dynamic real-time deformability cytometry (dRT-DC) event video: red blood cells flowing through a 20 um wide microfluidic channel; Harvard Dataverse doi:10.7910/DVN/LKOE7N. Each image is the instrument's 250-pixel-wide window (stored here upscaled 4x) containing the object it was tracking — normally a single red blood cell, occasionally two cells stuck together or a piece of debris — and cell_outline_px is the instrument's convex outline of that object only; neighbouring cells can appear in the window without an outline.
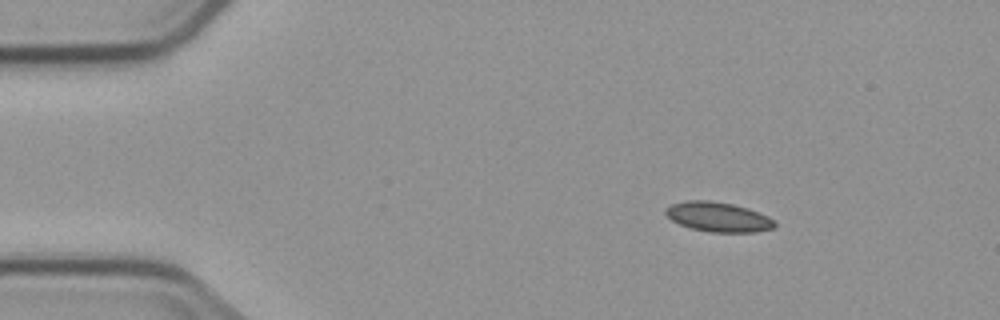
{"species": "common noctule bat (a hibernating species)", "species_latin": "Nyctalus noctula", "temperature_condition": "cold", "stored_images_in_passage": 9, "camera_frame_rate_fps": 3000, "um_per_image_px": 0.085, "animal": {"sex": "male", "body_mass_g": 23.1, "forearm_length_mm": 52.7}, "frame": {"image": 1, "passage_image": 1, "time_ms": 0.0, "image_size_px": [1000, 320], "cell_outline_px": [[776, 224], [772, 228], [756, 232], [712, 232], [692, 228], [680, 224], [672, 220], [664, 212], [672, 204], [688, 200], [708, 200], [732, 204], [748, 208], [768, 216], [776, 220]], "centroid_in_image_um": [61.08, 18.44], "position_along_channel_um": 23.9, "area_um2": 18.67}}
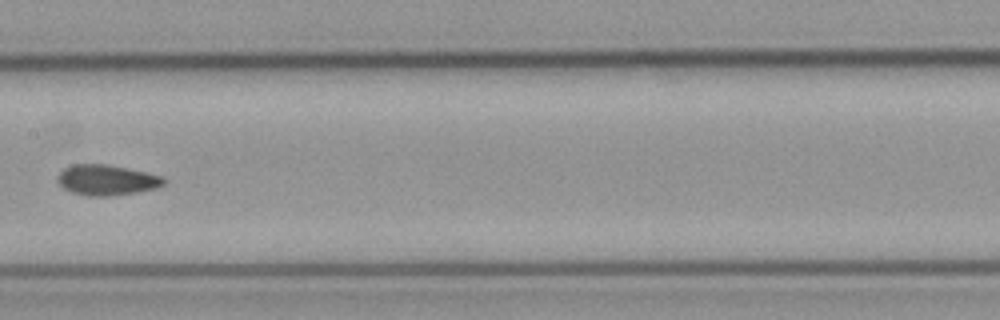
{"frame": {"image": 2, "passage_image": 6, "time_ms": 6.667, "image_size_px": [1000, 320], "cell_outline_px": [[164, 184], [156, 188], [136, 192], [108, 196], [88, 196], [72, 192], [64, 188], [56, 180], [56, 176], [64, 168], [72, 164], [108, 164], [148, 172], [164, 176]], "centroid_in_image_um": [9.06, 15.29], "position_along_channel_um": 198.3, "area_um2": 18.96}}
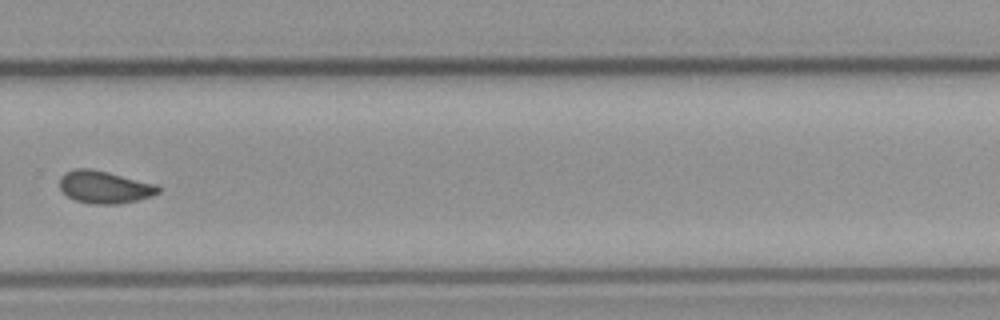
{"frame": {"image": 3, "passage_image": 9, "time_ms": 10.0, "image_size_px": [1000, 320], "cell_outline_px": [[160, 192], [152, 196], [120, 204], [92, 204], [72, 200], [60, 188], [60, 176], [64, 172], [76, 168], [88, 168], [108, 172], [156, 184], [160, 188]], "centroid_in_image_um": [8.86, 15.9], "position_along_channel_um": 320.9, "area_um2": 18.73}}